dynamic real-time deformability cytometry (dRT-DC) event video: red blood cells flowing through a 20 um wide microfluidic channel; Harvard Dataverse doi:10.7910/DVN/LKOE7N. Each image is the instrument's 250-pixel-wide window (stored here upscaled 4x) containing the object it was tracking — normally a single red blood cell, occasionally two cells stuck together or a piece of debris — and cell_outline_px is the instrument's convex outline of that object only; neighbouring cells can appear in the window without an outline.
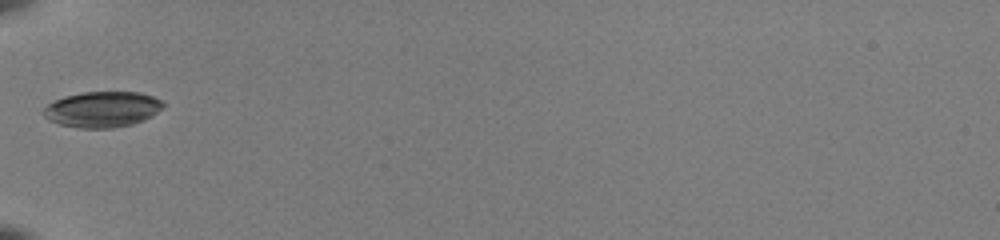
{"species": "common noctule bat (a hibernating species)", "species_latin": "Nyctalus noctula", "temperature_condition": "room temperature", "stored_images_in_passage": 6, "camera_frame_rate_fps": 3000, "um_per_image_px": 0.085, "animal": {"sex": "female", "body_mass_g": 22.0, "forearm_length_mm": 56.7}, "frame": {"image": 1, "passage_image": 1, "time_ms": 0.0, "image_size_px": [1000, 240], "cell_outline_px": [[164, 104], [152, 116], [144, 120], [132, 124], [112, 128], [80, 128], [60, 124], [48, 120], [40, 112], [48, 104], [64, 96], [84, 92], [140, 92], [152, 96], [160, 100]], "centroid_in_image_um": [8.66, 9.3], "position_along_channel_um": 76.3, "area_um2": 24.85}}